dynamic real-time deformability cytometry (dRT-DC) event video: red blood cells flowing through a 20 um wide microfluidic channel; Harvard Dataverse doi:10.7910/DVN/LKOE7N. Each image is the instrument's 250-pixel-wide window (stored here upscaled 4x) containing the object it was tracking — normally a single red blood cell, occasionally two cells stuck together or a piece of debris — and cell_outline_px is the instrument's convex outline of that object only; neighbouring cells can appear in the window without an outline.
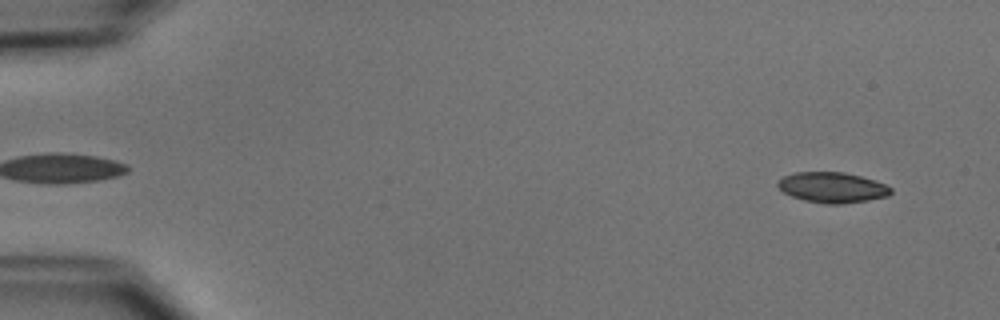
{"species": "common noctule bat (a hibernating species)", "species_latin": "Nyctalus noctula", "temperature_condition": "cold", "stored_images_in_passage": 51, "camera_frame_rate_fps": 3000, "um_per_image_px": 0.085, "animal": {"sex": "male", "body_mass_g": 15.6}, "frame": {"image": 1, "passage_image": 3, "time_ms": 0.667, "image_size_px": [1000, 320], "cell_outline_px": [[892, 192], [888, 196], [868, 200], [844, 204], [824, 204], [804, 200], [792, 196], [784, 192], [776, 184], [776, 180], [784, 176], [796, 172], [844, 172], [860, 176], [884, 184], [892, 188]], "centroid_in_image_um": [70.73, 15.94], "position_along_channel_um": 14.3, "area_um2": 20.06}}
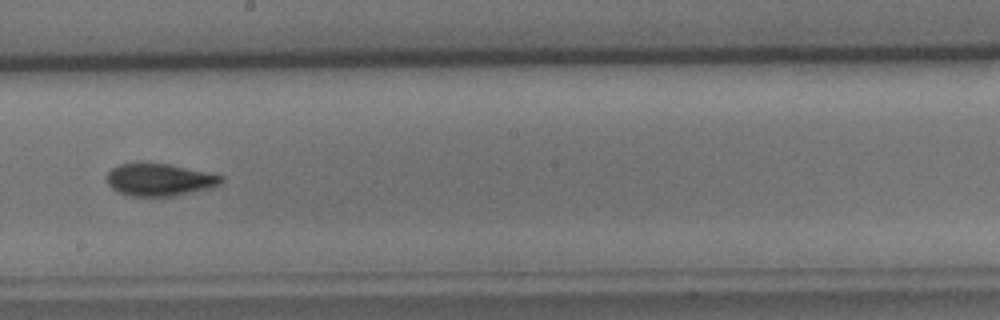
{"frame": {"image": 2, "passage_image": 29, "time_ms": 9.333, "image_size_px": [1000, 320], "cell_outline_px": [[224, 180], [220, 184], [208, 188], [172, 196], [128, 196], [112, 188], [108, 184], [108, 172], [112, 168], [120, 164], [168, 164], [224, 176]], "centroid_in_image_um": [13.56, 15.29], "position_along_channel_um": 234.6, "area_um2": 21.04}}
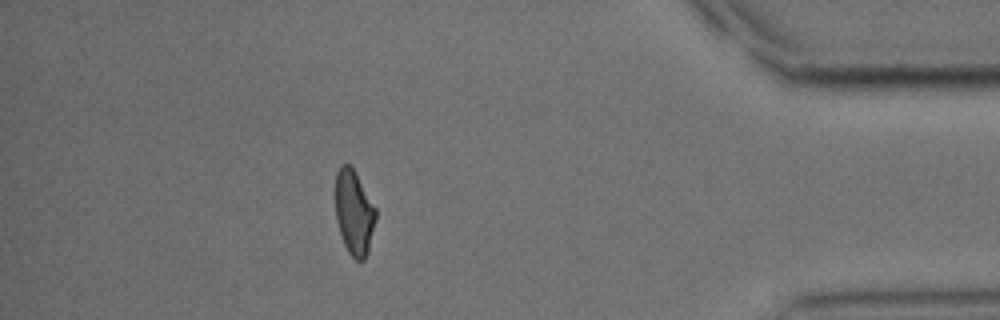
{"frame": {"image": 3, "passage_image": 45, "time_ms": 14.667, "image_size_px": [1000, 320], "cell_outline_px": [[376, 220], [368, 252], [364, 260], [356, 260], [348, 252], [344, 244], [336, 220], [336, 172], [340, 164], [348, 164], [356, 172], [376, 208]], "centroid_in_image_um": [30.1, 18.05], "position_along_channel_um": 405.1, "area_um2": 19.94}, "authors_computed_cell_mechanics": {"area_um2": 20.9814, "velocity_mm_per_s": 3.9402, "shape_relaxation_time_tau1_ms": 3.7274, "shape_relaxation_time_tau2_ms": 3.5783, "deformation_change_tau1": 0.1493, "deformation_change_tau2": 0.0956}}